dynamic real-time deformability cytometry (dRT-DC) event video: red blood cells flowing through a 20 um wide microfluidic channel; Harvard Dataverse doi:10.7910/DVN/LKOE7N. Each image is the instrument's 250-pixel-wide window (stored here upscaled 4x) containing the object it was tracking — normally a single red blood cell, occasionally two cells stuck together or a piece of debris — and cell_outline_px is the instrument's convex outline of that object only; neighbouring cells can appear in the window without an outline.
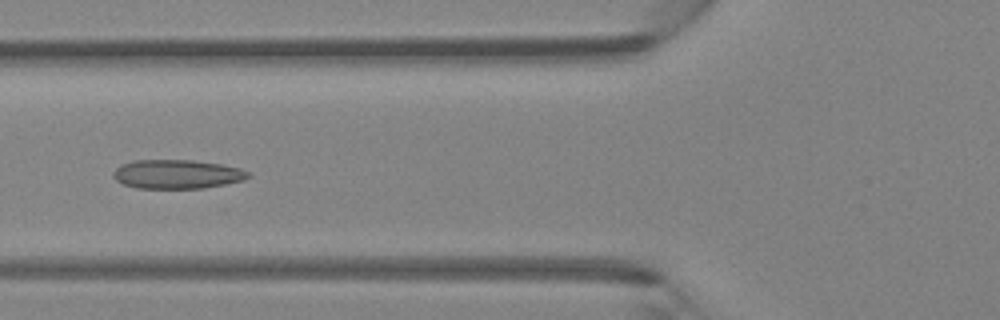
{"species": "Egyptian fruit bat (a non-hibernating species)", "species_latin": "Rousettus aegyptiacus", "temperature_condition": "room temperature", "stored_images_in_passage": 45, "camera_frame_rate_fps": 3000, "um_per_image_px": 0.085, "animal": {"sex": "female"}, "frame": {"image": 1, "passage_image": 17, "time_ms": 5.333, "image_size_px": [1000, 320], "cell_outline_px": [[252, 176], [244, 180], [204, 188], [136, 188], [124, 184], [116, 180], [112, 176], [112, 172], [116, 168], [132, 160], [192, 160], [220, 164], [240, 168], [248, 172]], "centroid_in_image_um": [15.05, 14.8], "position_along_channel_um": 110.8, "area_um2": 22.77}}
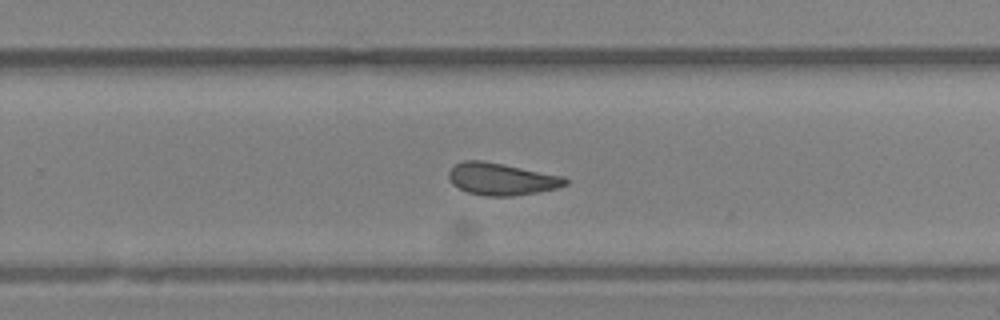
{"frame": {"image": 2, "passage_image": 29, "time_ms": 9.333, "image_size_px": [1000, 320], "cell_outline_px": [[568, 184], [560, 188], [512, 196], [484, 196], [468, 192], [452, 184], [448, 180], [448, 172], [456, 164], [464, 160], [484, 160], [564, 176], [568, 180]], "centroid_in_image_um": [42.64, 15.21], "position_along_channel_um": 287.2, "area_um2": 21.96}}
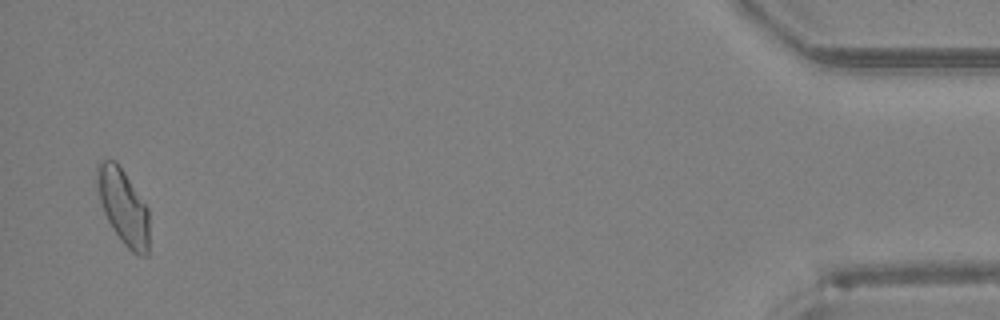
{"frame": {"image": 3, "passage_image": 44, "time_ms": 14.333, "image_size_px": [1000, 320], "cell_outline_px": [[148, 256], [140, 256], [132, 252], [120, 240], [112, 228], [104, 212], [100, 200], [96, 180], [96, 164], [100, 160], [116, 160], [148, 208]], "centroid_in_image_um": [10.46, 17.56], "position_along_channel_um": 424.7, "area_um2": 22.77}}